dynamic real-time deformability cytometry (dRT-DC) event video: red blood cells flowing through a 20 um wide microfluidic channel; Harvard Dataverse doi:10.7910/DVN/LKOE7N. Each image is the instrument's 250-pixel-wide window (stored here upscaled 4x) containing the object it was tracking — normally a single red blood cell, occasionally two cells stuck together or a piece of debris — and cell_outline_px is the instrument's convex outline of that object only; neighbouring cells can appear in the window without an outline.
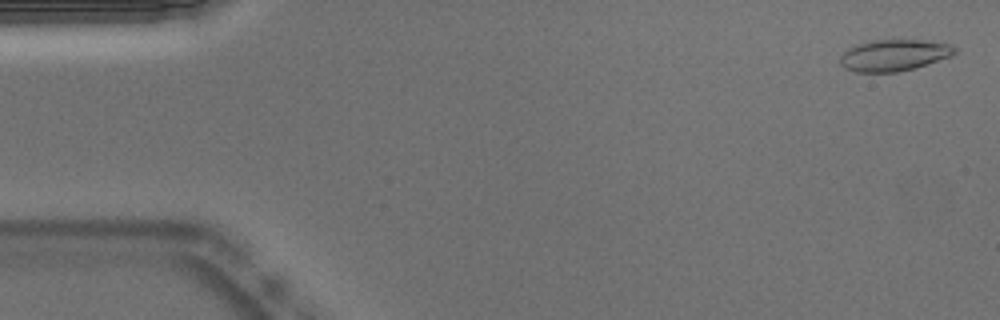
{"species": "Egyptian fruit bat (a non-hibernating species)", "species_latin": "Rousettus aegyptiacus", "temperature_condition": "warm", "stored_images_in_passage": 53, "camera_frame_rate_fps": 3000, "um_per_image_px": 0.085, "animal": {"sex": "male"}, "frame": {"image": 1, "passage_image": 2, "time_ms": 0.333, "image_size_px": [1000, 320], "cell_outline_px": [[956, 52], [952, 56], [912, 68], [896, 72], [856, 72], [844, 68], [840, 64], [840, 56], [848, 48], [856, 44], [872, 40], [932, 40], [948, 44], [956, 48]], "centroid_in_image_um": [75.97, 4.68], "position_along_channel_um": 9.0, "area_um2": 20.98}}
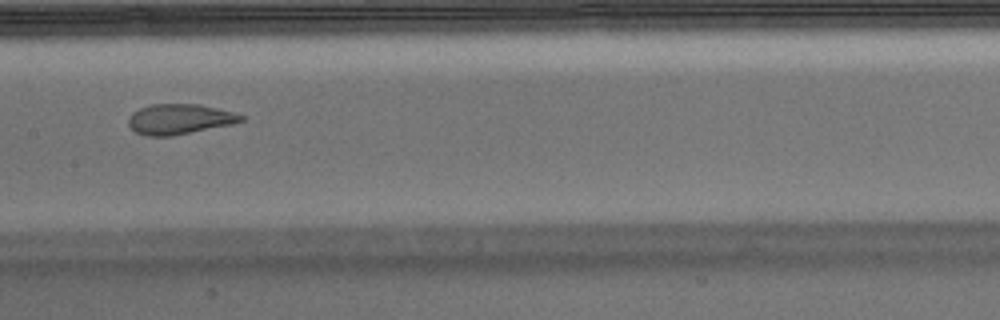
{"frame": {"image": 2, "passage_image": 26, "time_ms": 8.333, "image_size_px": [1000, 320], "cell_outline_px": [[244, 120], [236, 124], [172, 136], [144, 136], [136, 132], [128, 124], [128, 120], [132, 112], [140, 108], [152, 104], [200, 104], [236, 112], [244, 116]], "centroid_in_image_um": [15.31, 10.13], "position_along_channel_um": 192.1, "area_um2": 20.17}}
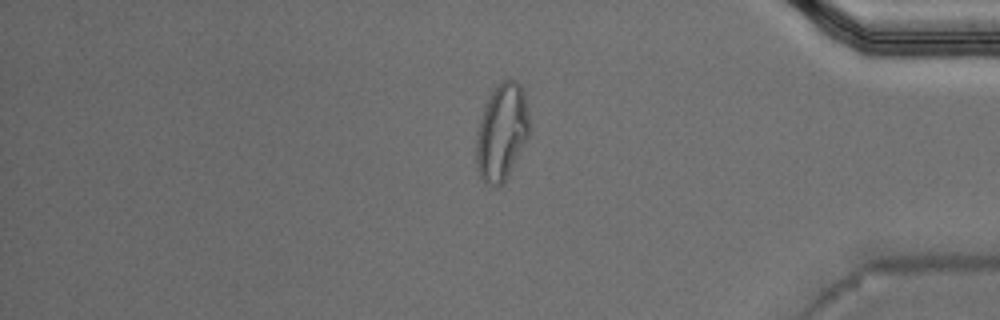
{"frame": {"image": 3, "passage_image": 44, "time_ms": 14.333, "image_size_px": [1000, 320], "cell_outline_px": [[528, 136], [504, 180], [496, 188], [484, 184], [476, 168], [476, 140], [480, 120], [484, 108], [496, 84], [504, 80], [516, 80], [520, 84], [524, 92], [528, 112]], "centroid_in_image_um": [42.62, 11.23], "position_along_channel_um": 392.6, "area_um2": 29.42}, "authors_computed_cell_mechanics": {"area_um2": 21.1548, "velocity_mm_per_s": 3.8057, "shape_relaxation_time_tau1_ms": null, "shape_relaxation_time_tau2_ms": 1.0975, "deformation_change_tau1": null, "deformation_change_tau2": 0.0748}}